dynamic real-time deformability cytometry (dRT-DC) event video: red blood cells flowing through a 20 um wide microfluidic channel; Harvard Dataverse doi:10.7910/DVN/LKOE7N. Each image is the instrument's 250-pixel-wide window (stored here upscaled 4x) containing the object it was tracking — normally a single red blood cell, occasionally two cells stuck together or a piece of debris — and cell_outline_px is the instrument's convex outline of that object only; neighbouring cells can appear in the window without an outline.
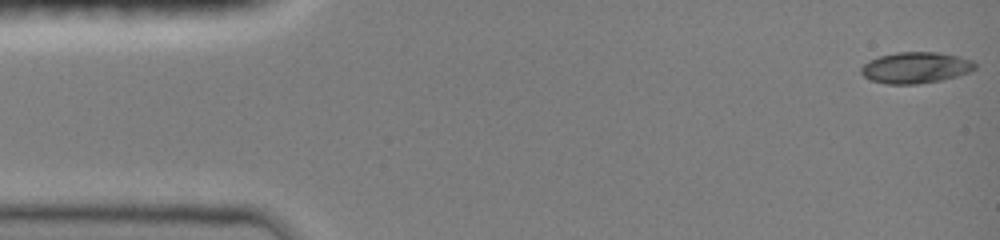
{"species": "common noctule bat (a hibernating species)", "species_latin": "Nyctalus noctula", "temperature_condition": "room temperature", "stored_images_in_passage": 47, "camera_frame_rate_fps": 3000, "um_per_image_px": 0.085, "animal": {"sex": "female", "body_mass_g": 19.0, "forearm_length_mm": 51.5}, "frame": {"image": 1, "passage_image": 1, "time_ms": 0.0, "image_size_px": [1000, 240], "cell_outline_px": [[976, 68], [968, 72], [956, 76], [940, 80], [916, 84], [888, 84], [872, 80], [864, 76], [860, 72], [860, 68], [868, 60], [880, 56], [896, 52], [936, 52], [960, 56], [972, 60], [976, 64]], "centroid_in_image_um": [77.82, 5.74], "position_along_channel_um": 7.2, "area_um2": 20.63}}
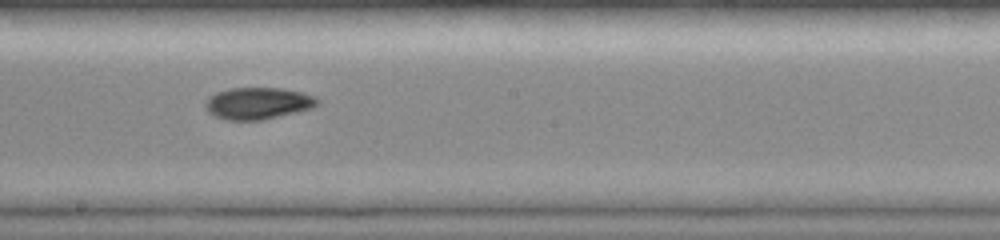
{"frame": {"image": 2, "passage_image": 26, "time_ms": 8.333, "image_size_px": [1000, 240], "cell_outline_px": [[320, 104], [312, 108], [264, 120], [224, 120], [208, 112], [204, 108], [204, 104], [208, 96], [216, 92], [228, 88], [280, 88], [304, 92], [316, 96], [320, 100]], "centroid_in_image_um": [21.93, 8.77], "position_along_channel_um": 226.3, "area_um2": 21.15}}
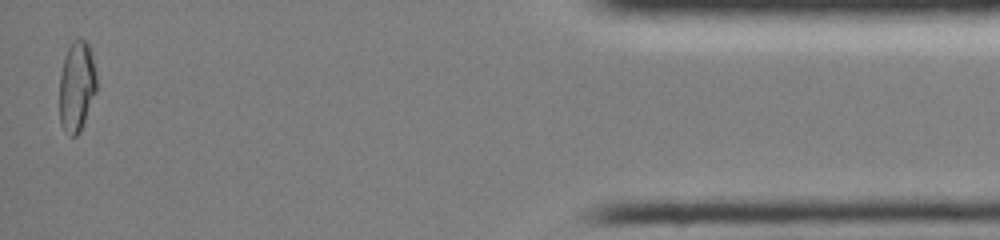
{"frame": {"image": 3, "passage_image": 46, "time_ms": 15.0, "image_size_px": [1000, 240], "cell_outline_px": [[96, 92], [80, 132], [76, 136], [72, 136], [64, 132], [60, 124], [60, 76], [64, 56], [72, 40], [88, 40], [92, 52], [96, 72]], "centroid_in_image_um": [6.53, 7.33], "position_along_channel_um": 428.7, "area_um2": 19.77}, "authors_computed_cell_mechanics": {"area_um2": 20.1144, "velocity_mm_per_s": 4.0692, "shape_relaxation_time_tau1_ms": null, "shape_relaxation_time_tau2_ms": 3.1643, "deformation_change_tau1": null, "deformation_change_tau2": 0.0467}}